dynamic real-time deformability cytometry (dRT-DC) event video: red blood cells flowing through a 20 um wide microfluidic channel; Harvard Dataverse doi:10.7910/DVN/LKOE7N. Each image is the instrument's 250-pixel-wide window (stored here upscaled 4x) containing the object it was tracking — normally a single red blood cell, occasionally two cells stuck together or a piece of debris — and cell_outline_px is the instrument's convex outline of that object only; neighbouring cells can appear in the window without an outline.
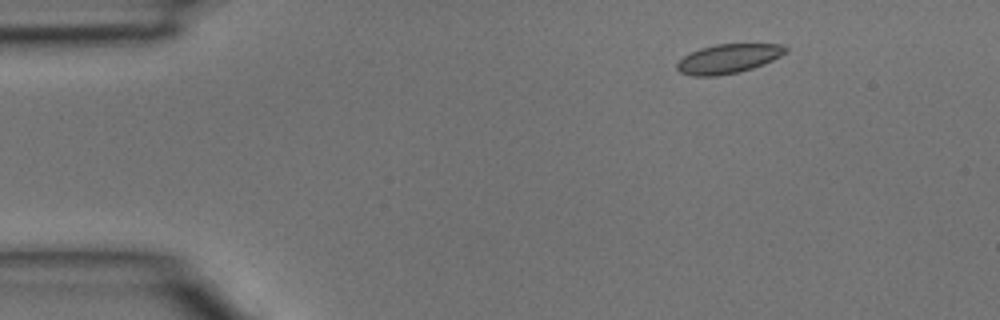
{"species": "common noctule bat (a hibernating species)", "species_latin": "Nyctalus noctula", "temperature_condition": "room temperature", "stored_images_in_passage": 4, "camera_frame_rate_fps": 3000, "um_per_image_px": 0.085, "animal": {"sex": "male", "body_mass_g": 15.6}, "frame": {"image": 1, "passage_image": 2, "time_ms": 0.333, "image_size_px": [1000, 320], "cell_outline_px": [[788, 52], [764, 64], [740, 72], [716, 76], [692, 76], [680, 72], [676, 68], [676, 64], [684, 56], [700, 48], [716, 44], [784, 44], [788, 48]], "centroid_in_image_um": [61.92, 4.99], "position_along_channel_um": 23.1, "area_um2": 18.55}}
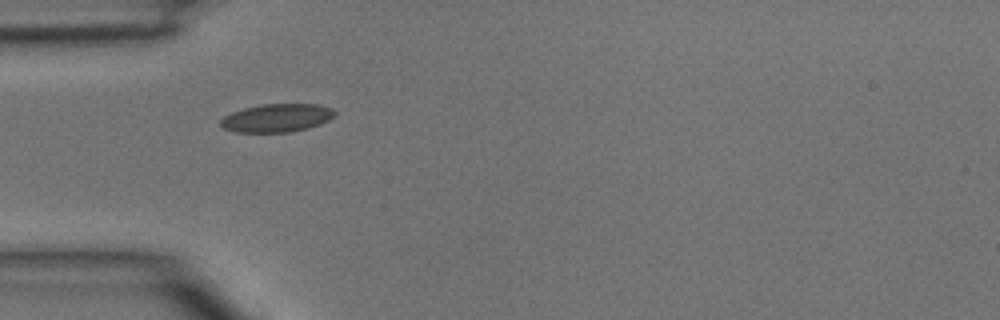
{"frame": {"image": 2, "passage_image": 4, "time_ms": 1.0, "image_size_px": [1000, 320], "cell_outline_px": [[336, 116], [320, 124], [308, 128], [292, 132], [236, 132], [224, 128], [220, 124], [220, 120], [224, 116], [232, 112], [244, 108], [260, 104], [320, 104], [332, 108], [336, 112]], "centroid_in_image_um": [23.56, 10.02], "position_along_channel_um": 61.4, "area_um2": 18.9}}